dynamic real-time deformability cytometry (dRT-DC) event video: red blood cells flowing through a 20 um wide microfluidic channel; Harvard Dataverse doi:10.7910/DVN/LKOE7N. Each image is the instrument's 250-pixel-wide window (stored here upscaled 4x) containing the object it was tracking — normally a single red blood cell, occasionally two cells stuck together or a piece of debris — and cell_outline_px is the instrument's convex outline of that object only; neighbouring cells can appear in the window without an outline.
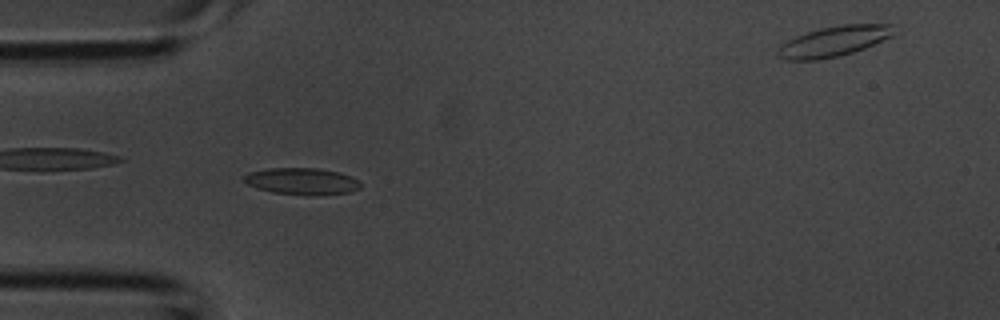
{"species": "common noctule bat (a hibernating species)", "species_latin": "Nyctalus noctula", "temperature_condition": "room temperature", "stored_images_in_passage": 5, "camera_frame_rate_fps": 3000, "um_per_image_px": 0.085, "animal": {"sex": "male", "body_mass_g": 20.1, "forearm_length_mm": 53.5}, "frame": {"image": 1, "passage_image": 4, "time_ms": 1.0, "image_size_px": [1000, 320], "cell_outline_px": [[360, 188], [348, 192], [272, 192], [256, 188], [248, 184], [244, 180], [244, 176], [248, 172], [268, 168], [320, 168], [340, 172], [356, 180], [360, 184]], "centroid_in_image_um": [25.58, 15.34], "position_along_channel_um": 59.4, "area_um2": 16.99}}